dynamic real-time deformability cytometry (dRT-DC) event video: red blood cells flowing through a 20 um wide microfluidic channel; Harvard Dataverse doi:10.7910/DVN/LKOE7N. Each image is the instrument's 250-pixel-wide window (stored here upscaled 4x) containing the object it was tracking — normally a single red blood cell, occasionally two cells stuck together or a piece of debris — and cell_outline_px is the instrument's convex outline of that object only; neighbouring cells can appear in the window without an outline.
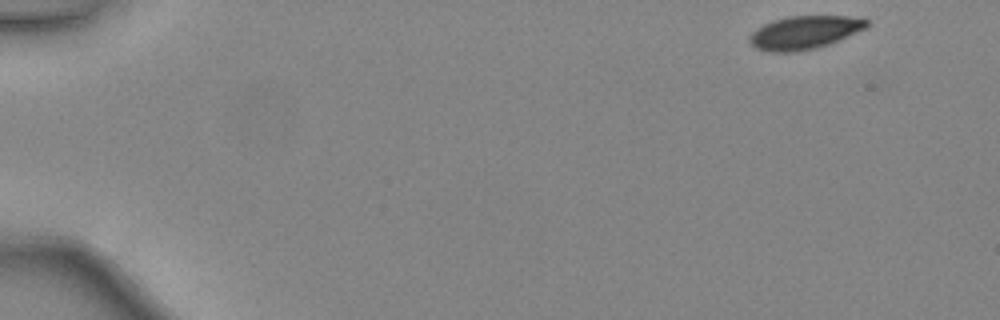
{"species": "common noctule bat (a hibernating species)", "species_latin": "Nyctalus noctula", "temperature_condition": "warm", "stored_images_in_passage": 44, "camera_frame_rate_fps": 3000, "um_per_image_px": 0.085, "animal": {"sex": "female", "body_mass_g": 24.6, "forearm_length_mm": 56.2}, "frame": {"image": 1, "passage_image": 1, "time_ms": 0.0, "image_size_px": [1000, 320], "cell_outline_px": [[868, 24], [864, 28], [828, 44], [816, 48], [792, 52], [768, 52], [756, 48], [748, 40], [748, 36], [756, 28], [772, 20], [788, 16], [864, 16], [868, 20]], "centroid_in_image_um": [68.34, 2.74], "position_along_channel_um": 16.7, "area_um2": 22.66}}
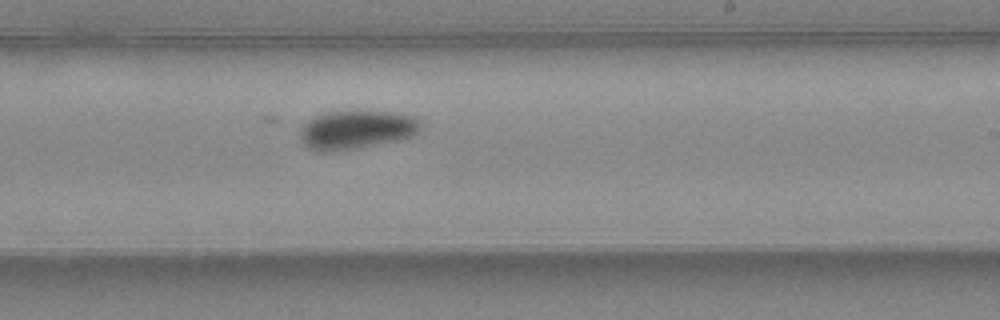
{"frame": {"image": 2, "passage_image": 27, "time_ms": 8.667, "image_size_px": [1000, 320], "cell_outline_px": [[420, 132], [412, 136], [396, 140], [356, 148], [332, 152], [324, 152], [308, 148], [304, 144], [300, 136], [300, 128], [312, 116], [324, 112], [388, 112], [412, 116], [420, 120]], "centroid_in_image_um": [30.25, 11.03], "position_along_channel_um": 258.7, "area_um2": 26.88}}
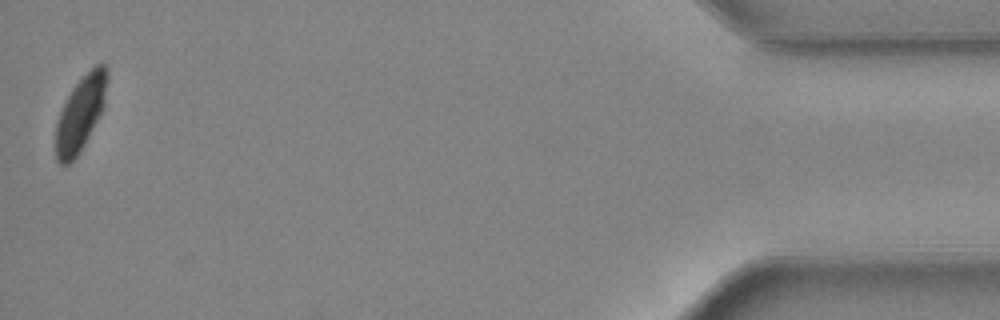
{"frame": {"image": 3, "passage_image": 44, "time_ms": 14.333, "image_size_px": [1000, 320], "cell_outline_px": [[108, 80], [104, 108], [84, 144], [76, 156], [68, 164], [60, 164], [56, 160], [56, 124], [60, 112], [72, 88], [96, 64], [104, 64], [108, 68]], "centroid_in_image_um": [6.87, 9.63], "position_along_channel_um": 428.3, "area_um2": 22.14}}